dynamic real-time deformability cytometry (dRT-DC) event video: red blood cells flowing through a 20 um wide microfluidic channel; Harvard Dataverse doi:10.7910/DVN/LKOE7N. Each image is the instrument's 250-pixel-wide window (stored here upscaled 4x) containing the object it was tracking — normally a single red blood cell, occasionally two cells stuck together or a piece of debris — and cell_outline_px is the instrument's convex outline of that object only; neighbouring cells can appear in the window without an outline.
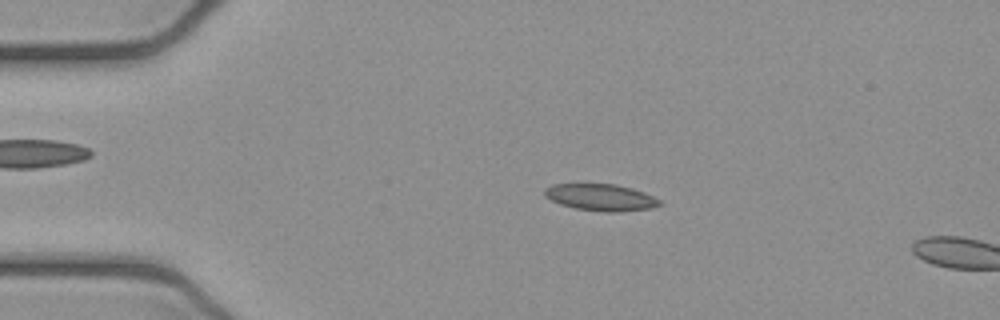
{"species": "common noctule bat (a hibernating species)", "species_latin": "Nyctalus noctula", "temperature_condition": "cold", "stored_images_in_passage": 12, "camera_frame_rate_fps": 3000, "um_per_image_px": 0.085, "animal": {"sex": "female", "body_mass_g": 21.9}, "frame": {"image": 1, "passage_image": 10, "time_ms": 3.0, "image_size_px": [1000, 320], "cell_outline_px": [[664, 204], [652, 208], [616, 212], [604, 212], [576, 208], [560, 204], [544, 196], [544, 188], [552, 184], [616, 184], [632, 188], [644, 192], [660, 200]], "centroid_in_image_um": [51.08, 16.77], "position_along_channel_um": 33.9, "area_um2": 17.98}}